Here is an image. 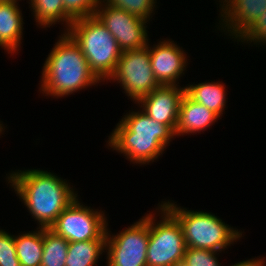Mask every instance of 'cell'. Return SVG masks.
Masks as SVG:
<instances>
[{
    "instance_id": "6da1fadb",
    "label": "cell",
    "mask_w": 266,
    "mask_h": 266,
    "mask_svg": "<svg viewBox=\"0 0 266 266\" xmlns=\"http://www.w3.org/2000/svg\"><path fill=\"white\" fill-rule=\"evenodd\" d=\"M14 189L39 228H50L56 218L77 197L70 183L52 172L39 169L12 171L7 175Z\"/></svg>"
},
{
    "instance_id": "7a4b0ae2",
    "label": "cell",
    "mask_w": 266,
    "mask_h": 266,
    "mask_svg": "<svg viewBox=\"0 0 266 266\" xmlns=\"http://www.w3.org/2000/svg\"><path fill=\"white\" fill-rule=\"evenodd\" d=\"M174 136L168 125L155 121L142 110L129 111L113 129L107 145L133 164L149 165L163 154Z\"/></svg>"
},
{
    "instance_id": "3957f363",
    "label": "cell",
    "mask_w": 266,
    "mask_h": 266,
    "mask_svg": "<svg viewBox=\"0 0 266 266\" xmlns=\"http://www.w3.org/2000/svg\"><path fill=\"white\" fill-rule=\"evenodd\" d=\"M40 80V93L54 98L101 83L90 70L81 48L66 32L60 35L48 54Z\"/></svg>"
},
{
    "instance_id": "277c9868",
    "label": "cell",
    "mask_w": 266,
    "mask_h": 266,
    "mask_svg": "<svg viewBox=\"0 0 266 266\" xmlns=\"http://www.w3.org/2000/svg\"><path fill=\"white\" fill-rule=\"evenodd\" d=\"M66 33L81 48L96 77L108 81L122 53L114 36L95 15L74 20Z\"/></svg>"
},
{
    "instance_id": "5b68a950",
    "label": "cell",
    "mask_w": 266,
    "mask_h": 266,
    "mask_svg": "<svg viewBox=\"0 0 266 266\" xmlns=\"http://www.w3.org/2000/svg\"><path fill=\"white\" fill-rule=\"evenodd\" d=\"M175 203L171 200L161 202L180 223L186 247L221 253L242 237L241 231L226 224L215 214L203 210H187Z\"/></svg>"
},
{
    "instance_id": "8992f818",
    "label": "cell",
    "mask_w": 266,
    "mask_h": 266,
    "mask_svg": "<svg viewBox=\"0 0 266 266\" xmlns=\"http://www.w3.org/2000/svg\"><path fill=\"white\" fill-rule=\"evenodd\" d=\"M161 220L155 222L149 213V242L147 266H171L182 260L186 250L183 231L178 220L162 205L158 204Z\"/></svg>"
},
{
    "instance_id": "52a82bcc",
    "label": "cell",
    "mask_w": 266,
    "mask_h": 266,
    "mask_svg": "<svg viewBox=\"0 0 266 266\" xmlns=\"http://www.w3.org/2000/svg\"><path fill=\"white\" fill-rule=\"evenodd\" d=\"M78 199L63 210L49 229L68 242L106 240L108 221L104 211L85 206Z\"/></svg>"
},
{
    "instance_id": "ba28073f",
    "label": "cell",
    "mask_w": 266,
    "mask_h": 266,
    "mask_svg": "<svg viewBox=\"0 0 266 266\" xmlns=\"http://www.w3.org/2000/svg\"><path fill=\"white\" fill-rule=\"evenodd\" d=\"M108 80L120 83L124 93L135 104L159 87L151 68L149 42L144 48L122 51L116 69Z\"/></svg>"
},
{
    "instance_id": "9c48e42d",
    "label": "cell",
    "mask_w": 266,
    "mask_h": 266,
    "mask_svg": "<svg viewBox=\"0 0 266 266\" xmlns=\"http://www.w3.org/2000/svg\"><path fill=\"white\" fill-rule=\"evenodd\" d=\"M110 232L107 227V266H147L149 214L116 235Z\"/></svg>"
},
{
    "instance_id": "30bf717a",
    "label": "cell",
    "mask_w": 266,
    "mask_h": 266,
    "mask_svg": "<svg viewBox=\"0 0 266 266\" xmlns=\"http://www.w3.org/2000/svg\"><path fill=\"white\" fill-rule=\"evenodd\" d=\"M94 15L114 36L122 51L140 49L148 45L146 20L116 8L104 0Z\"/></svg>"
},
{
    "instance_id": "8fae6325",
    "label": "cell",
    "mask_w": 266,
    "mask_h": 266,
    "mask_svg": "<svg viewBox=\"0 0 266 266\" xmlns=\"http://www.w3.org/2000/svg\"><path fill=\"white\" fill-rule=\"evenodd\" d=\"M151 68L160 85H178L189 59L183 48L174 41L165 39L153 47L149 44Z\"/></svg>"
},
{
    "instance_id": "7c38bea8",
    "label": "cell",
    "mask_w": 266,
    "mask_h": 266,
    "mask_svg": "<svg viewBox=\"0 0 266 266\" xmlns=\"http://www.w3.org/2000/svg\"><path fill=\"white\" fill-rule=\"evenodd\" d=\"M184 94L185 87L160 85L147 96L142 97L136 104L150 118L168 125L175 132L179 106Z\"/></svg>"
},
{
    "instance_id": "4fadbf2b",
    "label": "cell",
    "mask_w": 266,
    "mask_h": 266,
    "mask_svg": "<svg viewBox=\"0 0 266 266\" xmlns=\"http://www.w3.org/2000/svg\"><path fill=\"white\" fill-rule=\"evenodd\" d=\"M220 30L236 41L263 12L266 0H219ZM222 3V4H221ZM224 18V19H223ZM221 22V23H220ZM227 30V31H226Z\"/></svg>"
},
{
    "instance_id": "5bb4252c",
    "label": "cell",
    "mask_w": 266,
    "mask_h": 266,
    "mask_svg": "<svg viewBox=\"0 0 266 266\" xmlns=\"http://www.w3.org/2000/svg\"><path fill=\"white\" fill-rule=\"evenodd\" d=\"M219 117L210 109L183 95L178 113L175 136L200 133L213 125Z\"/></svg>"
},
{
    "instance_id": "9a60e30c",
    "label": "cell",
    "mask_w": 266,
    "mask_h": 266,
    "mask_svg": "<svg viewBox=\"0 0 266 266\" xmlns=\"http://www.w3.org/2000/svg\"><path fill=\"white\" fill-rule=\"evenodd\" d=\"M18 3L0 2V47L4 48L8 54L17 53L21 46L24 22Z\"/></svg>"
},
{
    "instance_id": "2e32d148",
    "label": "cell",
    "mask_w": 266,
    "mask_h": 266,
    "mask_svg": "<svg viewBox=\"0 0 266 266\" xmlns=\"http://www.w3.org/2000/svg\"><path fill=\"white\" fill-rule=\"evenodd\" d=\"M222 82H202L185 86V93L195 102L204 105L219 118L226 107V91Z\"/></svg>"
},
{
    "instance_id": "e0dca14e",
    "label": "cell",
    "mask_w": 266,
    "mask_h": 266,
    "mask_svg": "<svg viewBox=\"0 0 266 266\" xmlns=\"http://www.w3.org/2000/svg\"><path fill=\"white\" fill-rule=\"evenodd\" d=\"M15 249L21 266H40L43 255V228L15 235Z\"/></svg>"
},
{
    "instance_id": "ac0fdd59",
    "label": "cell",
    "mask_w": 266,
    "mask_h": 266,
    "mask_svg": "<svg viewBox=\"0 0 266 266\" xmlns=\"http://www.w3.org/2000/svg\"><path fill=\"white\" fill-rule=\"evenodd\" d=\"M34 20L41 28H47L58 22H65L66 32L73 20L65 13L62 0H29ZM57 22V23H56Z\"/></svg>"
},
{
    "instance_id": "d6986e66",
    "label": "cell",
    "mask_w": 266,
    "mask_h": 266,
    "mask_svg": "<svg viewBox=\"0 0 266 266\" xmlns=\"http://www.w3.org/2000/svg\"><path fill=\"white\" fill-rule=\"evenodd\" d=\"M105 250L106 240L69 242L65 266H96Z\"/></svg>"
},
{
    "instance_id": "ffe728a7",
    "label": "cell",
    "mask_w": 266,
    "mask_h": 266,
    "mask_svg": "<svg viewBox=\"0 0 266 266\" xmlns=\"http://www.w3.org/2000/svg\"><path fill=\"white\" fill-rule=\"evenodd\" d=\"M69 242L49 228H43V255L40 266H65Z\"/></svg>"
},
{
    "instance_id": "44dd1931",
    "label": "cell",
    "mask_w": 266,
    "mask_h": 266,
    "mask_svg": "<svg viewBox=\"0 0 266 266\" xmlns=\"http://www.w3.org/2000/svg\"><path fill=\"white\" fill-rule=\"evenodd\" d=\"M110 5L125 10L139 18L150 21V16L156 8L157 0H104Z\"/></svg>"
},
{
    "instance_id": "7402d4cb",
    "label": "cell",
    "mask_w": 266,
    "mask_h": 266,
    "mask_svg": "<svg viewBox=\"0 0 266 266\" xmlns=\"http://www.w3.org/2000/svg\"><path fill=\"white\" fill-rule=\"evenodd\" d=\"M65 13L74 21L93 16L102 0H62Z\"/></svg>"
},
{
    "instance_id": "603a6c76",
    "label": "cell",
    "mask_w": 266,
    "mask_h": 266,
    "mask_svg": "<svg viewBox=\"0 0 266 266\" xmlns=\"http://www.w3.org/2000/svg\"><path fill=\"white\" fill-rule=\"evenodd\" d=\"M217 255L216 251L186 247L183 259L189 266H221Z\"/></svg>"
},
{
    "instance_id": "cb8c5ba5",
    "label": "cell",
    "mask_w": 266,
    "mask_h": 266,
    "mask_svg": "<svg viewBox=\"0 0 266 266\" xmlns=\"http://www.w3.org/2000/svg\"><path fill=\"white\" fill-rule=\"evenodd\" d=\"M0 266H21L15 249V236L0 229Z\"/></svg>"
},
{
    "instance_id": "d4e9b609",
    "label": "cell",
    "mask_w": 266,
    "mask_h": 266,
    "mask_svg": "<svg viewBox=\"0 0 266 266\" xmlns=\"http://www.w3.org/2000/svg\"><path fill=\"white\" fill-rule=\"evenodd\" d=\"M266 45V11L237 39V42ZM249 41V42H248Z\"/></svg>"
},
{
    "instance_id": "484cf974",
    "label": "cell",
    "mask_w": 266,
    "mask_h": 266,
    "mask_svg": "<svg viewBox=\"0 0 266 266\" xmlns=\"http://www.w3.org/2000/svg\"><path fill=\"white\" fill-rule=\"evenodd\" d=\"M265 260L266 259H264V257H259L257 259L253 258L235 263L234 265L231 266H265L266 265Z\"/></svg>"
},
{
    "instance_id": "4316f807",
    "label": "cell",
    "mask_w": 266,
    "mask_h": 266,
    "mask_svg": "<svg viewBox=\"0 0 266 266\" xmlns=\"http://www.w3.org/2000/svg\"><path fill=\"white\" fill-rule=\"evenodd\" d=\"M171 266H189L185 261L184 259L182 260H179V261H176L173 265Z\"/></svg>"
},
{
    "instance_id": "83f0119b",
    "label": "cell",
    "mask_w": 266,
    "mask_h": 266,
    "mask_svg": "<svg viewBox=\"0 0 266 266\" xmlns=\"http://www.w3.org/2000/svg\"><path fill=\"white\" fill-rule=\"evenodd\" d=\"M2 121H0V134H2V131L5 130V127H3V123H1ZM4 128V129H3Z\"/></svg>"
},
{
    "instance_id": "f1b7e54d",
    "label": "cell",
    "mask_w": 266,
    "mask_h": 266,
    "mask_svg": "<svg viewBox=\"0 0 266 266\" xmlns=\"http://www.w3.org/2000/svg\"><path fill=\"white\" fill-rule=\"evenodd\" d=\"M3 1H13V2H18L19 0H0V2H3Z\"/></svg>"
}]
</instances>
